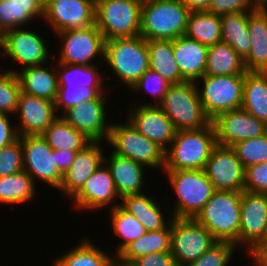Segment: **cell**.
<instances>
[{
	"mask_svg": "<svg viewBox=\"0 0 267 266\" xmlns=\"http://www.w3.org/2000/svg\"><path fill=\"white\" fill-rule=\"evenodd\" d=\"M216 144L213 123L201 129L176 131L165 152L164 171L204 169Z\"/></svg>",
	"mask_w": 267,
	"mask_h": 266,
	"instance_id": "6da1fadb",
	"label": "cell"
},
{
	"mask_svg": "<svg viewBox=\"0 0 267 266\" xmlns=\"http://www.w3.org/2000/svg\"><path fill=\"white\" fill-rule=\"evenodd\" d=\"M190 12L180 0L144 1L139 35L146 40H174L185 34Z\"/></svg>",
	"mask_w": 267,
	"mask_h": 266,
	"instance_id": "7a4b0ae2",
	"label": "cell"
},
{
	"mask_svg": "<svg viewBox=\"0 0 267 266\" xmlns=\"http://www.w3.org/2000/svg\"><path fill=\"white\" fill-rule=\"evenodd\" d=\"M242 192L216 190L195 218L217 241L239 247Z\"/></svg>",
	"mask_w": 267,
	"mask_h": 266,
	"instance_id": "3957f363",
	"label": "cell"
},
{
	"mask_svg": "<svg viewBox=\"0 0 267 266\" xmlns=\"http://www.w3.org/2000/svg\"><path fill=\"white\" fill-rule=\"evenodd\" d=\"M194 81L171 84L157 105L173 122L176 131L195 130L212 123L200 101Z\"/></svg>",
	"mask_w": 267,
	"mask_h": 266,
	"instance_id": "277c9868",
	"label": "cell"
},
{
	"mask_svg": "<svg viewBox=\"0 0 267 266\" xmlns=\"http://www.w3.org/2000/svg\"><path fill=\"white\" fill-rule=\"evenodd\" d=\"M103 60L131 88L149 69L147 40L140 35L105 40Z\"/></svg>",
	"mask_w": 267,
	"mask_h": 266,
	"instance_id": "5b68a950",
	"label": "cell"
},
{
	"mask_svg": "<svg viewBox=\"0 0 267 266\" xmlns=\"http://www.w3.org/2000/svg\"><path fill=\"white\" fill-rule=\"evenodd\" d=\"M165 172L177 195L171 216L195 219L216 191L212 182L203 169Z\"/></svg>",
	"mask_w": 267,
	"mask_h": 266,
	"instance_id": "8992f818",
	"label": "cell"
},
{
	"mask_svg": "<svg viewBox=\"0 0 267 266\" xmlns=\"http://www.w3.org/2000/svg\"><path fill=\"white\" fill-rule=\"evenodd\" d=\"M107 142L116 155L130 158L147 168L165 167L166 151L140 134L129 121L112 123Z\"/></svg>",
	"mask_w": 267,
	"mask_h": 266,
	"instance_id": "52a82bcc",
	"label": "cell"
},
{
	"mask_svg": "<svg viewBox=\"0 0 267 266\" xmlns=\"http://www.w3.org/2000/svg\"><path fill=\"white\" fill-rule=\"evenodd\" d=\"M140 0H96L95 24L105 40L140 33Z\"/></svg>",
	"mask_w": 267,
	"mask_h": 266,
	"instance_id": "ba28073f",
	"label": "cell"
},
{
	"mask_svg": "<svg viewBox=\"0 0 267 266\" xmlns=\"http://www.w3.org/2000/svg\"><path fill=\"white\" fill-rule=\"evenodd\" d=\"M244 78L245 75H204L199 79L203 89L197 87L198 95L211 121L221 113L242 107Z\"/></svg>",
	"mask_w": 267,
	"mask_h": 266,
	"instance_id": "9c48e42d",
	"label": "cell"
},
{
	"mask_svg": "<svg viewBox=\"0 0 267 266\" xmlns=\"http://www.w3.org/2000/svg\"><path fill=\"white\" fill-rule=\"evenodd\" d=\"M216 242L196 219L173 217L170 252L178 266L196 261Z\"/></svg>",
	"mask_w": 267,
	"mask_h": 266,
	"instance_id": "30bf717a",
	"label": "cell"
},
{
	"mask_svg": "<svg viewBox=\"0 0 267 266\" xmlns=\"http://www.w3.org/2000/svg\"><path fill=\"white\" fill-rule=\"evenodd\" d=\"M62 38V48L56 63L71 65H95L94 59L101 55L104 58L105 39L96 24L79 29H67L56 33Z\"/></svg>",
	"mask_w": 267,
	"mask_h": 266,
	"instance_id": "8fae6325",
	"label": "cell"
},
{
	"mask_svg": "<svg viewBox=\"0 0 267 266\" xmlns=\"http://www.w3.org/2000/svg\"><path fill=\"white\" fill-rule=\"evenodd\" d=\"M23 151L24 171L35 179L60 189L64 175L56 167L54 150L42 135L19 136Z\"/></svg>",
	"mask_w": 267,
	"mask_h": 266,
	"instance_id": "7c38bea8",
	"label": "cell"
},
{
	"mask_svg": "<svg viewBox=\"0 0 267 266\" xmlns=\"http://www.w3.org/2000/svg\"><path fill=\"white\" fill-rule=\"evenodd\" d=\"M44 39L23 26L9 29L0 35V48L3 49L0 50V57L1 52H4L5 57L9 56L14 62L21 64V68L45 64L50 54Z\"/></svg>",
	"mask_w": 267,
	"mask_h": 266,
	"instance_id": "4fadbf2b",
	"label": "cell"
},
{
	"mask_svg": "<svg viewBox=\"0 0 267 266\" xmlns=\"http://www.w3.org/2000/svg\"><path fill=\"white\" fill-rule=\"evenodd\" d=\"M203 170L215 190L244 191L245 167L231 146L216 144Z\"/></svg>",
	"mask_w": 267,
	"mask_h": 266,
	"instance_id": "5bb4252c",
	"label": "cell"
},
{
	"mask_svg": "<svg viewBox=\"0 0 267 266\" xmlns=\"http://www.w3.org/2000/svg\"><path fill=\"white\" fill-rule=\"evenodd\" d=\"M240 212L239 246L249 255L267 239V194L242 191Z\"/></svg>",
	"mask_w": 267,
	"mask_h": 266,
	"instance_id": "9a60e30c",
	"label": "cell"
},
{
	"mask_svg": "<svg viewBox=\"0 0 267 266\" xmlns=\"http://www.w3.org/2000/svg\"><path fill=\"white\" fill-rule=\"evenodd\" d=\"M96 0H45L43 19L55 33L95 24Z\"/></svg>",
	"mask_w": 267,
	"mask_h": 266,
	"instance_id": "2e32d148",
	"label": "cell"
},
{
	"mask_svg": "<svg viewBox=\"0 0 267 266\" xmlns=\"http://www.w3.org/2000/svg\"><path fill=\"white\" fill-rule=\"evenodd\" d=\"M212 123L216 131V143L233 146L241 141L267 133V124L243 108L219 114Z\"/></svg>",
	"mask_w": 267,
	"mask_h": 266,
	"instance_id": "e0dca14e",
	"label": "cell"
},
{
	"mask_svg": "<svg viewBox=\"0 0 267 266\" xmlns=\"http://www.w3.org/2000/svg\"><path fill=\"white\" fill-rule=\"evenodd\" d=\"M107 97L100 94L92 101L70 107L61 117L92 142L107 141L111 125L106 120Z\"/></svg>",
	"mask_w": 267,
	"mask_h": 266,
	"instance_id": "ac0fdd59",
	"label": "cell"
},
{
	"mask_svg": "<svg viewBox=\"0 0 267 266\" xmlns=\"http://www.w3.org/2000/svg\"><path fill=\"white\" fill-rule=\"evenodd\" d=\"M74 207L79 210H100L109 205L111 209L120 206L121 202H113L121 198L118 195L110 169L102 164L84 183L82 188L71 198ZM113 202V203H112Z\"/></svg>",
	"mask_w": 267,
	"mask_h": 266,
	"instance_id": "d6986e66",
	"label": "cell"
},
{
	"mask_svg": "<svg viewBox=\"0 0 267 266\" xmlns=\"http://www.w3.org/2000/svg\"><path fill=\"white\" fill-rule=\"evenodd\" d=\"M136 107L128 111L127 118H129L127 120L140 134L166 151L176 134L173 122L157 105H139Z\"/></svg>",
	"mask_w": 267,
	"mask_h": 266,
	"instance_id": "ffe728a7",
	"label": "cell"
},
{
	"mask_svg": "<svg viewBox=\"0 0 267 266\" xmlns=\"http://www.w3.org/2000/svg\"><path fill=\"white\" fill-rule=\"evenodd\" d=\"M55 102L21 92L16 111L19 136L41 135L58 117Z\"/></svg>",
	"mask_w": 267,
	"mask_h": 266,
	"instance_id": "44dd1931",
	"label": "cell"
},
{
	"mask_svg": "<svg viewBox=\"0 0 267 266\" xmlns=\"http://www.w3.org/2000/svg\"><path fill=\"white\" fill-rule=\"evenodd\" d=\"M101 142H91L83 150L78 151L70 169L64 175L59 191L71 198L82 188L86 180L104 164Z\"/></svg>",
	"mask_w": 267,
	"mask_h": 266,
	"instance_id": "7402d4cb",
	"label": "cell"
},
{
	"mask_svg": "<svg viewBox=\"0 0 267 266\" xmlns=\"http://www.w3.org/2000/svg\"><path fill=\"white\" fill-rule=\"evenodd\" d=\"M173 53L182 78L198 84L204 76L208 46L182 35L173 40Z\"/></svg>",
	"mask_w": 267,
	"mask_h": 266,
	"instance_id": "603a6c76",
	"label": "cell"
},
{
	"mask_svg": "<svg viewBox=\"0 0 267 266\" xmlns=\"http://www.w3.org/2000/svg\"><path fill=\"white\" fill-rule=\"evenodd\" d=\"M48 68V69H47ZM45 64L22 68V70H9L15 72L21 91L38 98L56 102L58 96V77L55 67Z\"/></svg>",
	"mask_w": 267,
	"mask_h": 266,
	"instance_id": "cb8c5ba5",
	"label": "cell"
},
{
	"mask_svg": "<svg viewBox=\"0 0 267 266\" xmlns=\"http://www.w3.org/2000/svg\"><path fill=\"white\" fill-rule=\"evenodd\" d=\"M250 52L243 59L246 72L267 73V12L257 9L248 15Z\"/></svg>",
	"mask_w": 267,
	"mask_h": 266,
	"instance_id": "d4e9b609",
	"label": "cell"
},
{
	"mask_svg": "<svg viewBox=\"0 0 267 266\" xmlns=\"http://www.w3.org/2000/svg\"><path fill=\"white\" fill-rule=\"evenodd\" d=\"M108 162V163H107ZM104 163L110 169L119 197L122 199L126 195L141 194L144 183L145 166L135 162L130 158H125L115 153L104 158Z\"/></svg>",
	"mask_w": 267,
	"mask_h": 266,
	"instance_id": "484cf974",
	"label": "cell"
},
{
	"mask_svg": "<svg viewBox=\"0 0 267 266\" xmlns=\"http://www.w3.org/2000/svg\"><path fill=\"white\" fill-rule=\"evenodd\" d=\"M120 202V206L142 223L148 232L165 229L173 220V216L165 220L161 206L146 193L126 195Z\"/></svg>",
	"mask_w": 267,
	"mask_h": 266,
	"instance_id": "4316f807",
	"label": "cell"
},
{
	"mask_svg": "<svg viewBox=\"0 0 267 266\" xmlns=\"http://www.w3.org/2000/svg\"><path fill=\"white\" fill-rule=\"evenodd\" d=\"M39 16L44 17L41 0H0V35L9 29L27 25Z\"/></svg>",
	"mask_w": 267,
	"mask_h": 266,
	"instance_id": "83f0119b",
	"label": "cell"
},
{
	"mask_svg": "<svg viewBox=\"0 0 267 266\" xmlns=\"http://www.w3.org/2000/svg\"><path fill=\"white\" fill-rule=\"evenodd\" d=\"M149 69L160 74L168 83L185 82L173 53V40H147Z\"/></svg>",
	"mask_w": 267,
	"mask_h": 266,
	"instance_id": "f1b7e54d",
	"label": "cell"
},
{
	"mask_svg": "<svg viewBox=\"0 0 267 266\" xmlns=\"http://www.w3.org/2000/svg\"><path fill=\"white\" fill-rule=\"evenodd\" d=\"M243 58L227 43L221 41L208 47L204 75H245Z\"/></svg>",
	"mask_w": 267,
	"mask_h": 266,
	"instance_id": "f546056e",
	"label": "cell"
},
{
	"mask_svg": "<svg viewBox=\"0 0 267 266\" xmlns=\"http://www.w3.org/2000/svg\"><path fill=\"white\" fill-rule=\"evenodd\" d=\"M171 223L157 231H146L139 239L128 244L116 257L133 263L136 259L156 252H170Z\"/></svg>",
	"mask_w": 267,
	"mask_h": 266,
	"instance_id": "4dcf8cb0",
	"label": "cell"
},
{
	"mask_svg": "<svg viewBox=\"0 0 267 266\" xmlns=\"http://www.w3.org/2000/svg\"><path fill=\"white\" fill-rule=\"evenodd\" d=\"M241 108L267 124V73H245Z\"/></svg>",
	"mask_w": 267,
	"mask_h": 266,
	"instance_id": "1f68e13d",
	"label": "cell"
},
{
	"mask_svg": "<svg viewBox=\"0 0 267 266\" xmlns=\"http://www.w3.org/2000/svg\"><path fill=\"white\" fill-rule=\"evenodd\" d=\"M186 37L211 46L222 41L220 15L208 11H192L188 15Z\"/></svg>",
	"mask_w": 267,
	"mask_h": 266,
	"instance_id": "d6a6232c",
	"label": "cell"
},
{
	"mask_svg": "<svg viewBox=\"0 0 267 266\" xmlns=\"http://www.w3.org/2000/svg\"><path fill=\"white\" fill-rule=\"evenodd\" d=\"M251 12H235L220 15L222 41L229 44L243 59L250 52L248 15Z\"/></svg>",
	"mask_w": 267,
	"mask_h": 266,
	"instance_id": "836d02e7",
	"label": "cell"
},
{
	"mask_svg": "<svg viewBox=\"0 0 267 266\" xmlns=\"http://www.w3.org/2000/svg\"><path fill=\"white\" fill-rule=\"evenodd\" d=\"M41 135L53 150L81 151L92 142L61 116Z\"/></svg>",
	"mask_w": 267,
	"mask_h": 266,
	"instance_id": "e575fe53",
	"label": "cell"
},
{
	"mask_svg": "<svg viewBox=\"0 0 267 266\" xmlns=\"http://www.w3.org/2000/svg\"><path fill=\"white\" fill-rule=\"evenodd\" d=\"M94 245L87 238L66 253L57 257L54 266H110L114 256ZM110 254V255H109Z\"/></svg>",
	"mask_w": 267,
	"mask_h": 266,
	"instance_id": "d590c367",
	"label": "cell"
},
{
	"mask_svg": "<svg viewBox=\"0 0 267 266\" xmlns=\"http://www.w3.org/2000/svg\"><path fill=\"white\" fill-rule=\"evenodd\" d=\"M36 183L22 170L19 173L0 177V204H24L35 198Z\"/></svg>",
	"mask_w": 267,
	"mask_h": 266,
	"instance_id": "8d00e7d4",
	"label": "cell"
},
{
	"mask_svg": "<svg viewBox=\"0 0 267 266\" xmlns=\"http://www.w3.org/2000/svg\"><path fill=\"white\" fill-rule=\"evenodd\" d=\"M57 68L59 86L103 88L104 75L98 71V66L71 65L59 63ZM60 72V73H59ZM101 75V76H100Z\"/></svg>",
	"mask_w": 267,
	"mask_h": 266,
	"instance_id": "74e56055",
	"label": "cell"
},
{
	"mask_svg": "<svg viewBox=\"0 0 267 266\" xmlns=\"http://www.w3.org/2000/svg\"><path fill=\"white\" fill-rule=\"evenodd\" d=\"M110 211L113 234L123 240L115 249L116 252H114V256H117L128 244L144 235L146 230L142 223L125 211L121 206H117Z\"/></svg>",
	"mask_w": 267,
	"mask_h": 266,
	"instance_id": "f35d334b",
	"label": "cell"
},
{
	"mask_svg": "<svg viewBox=\"0 0 267 266\" xmlns=\"http://www.w3.org/2000/svg\"><path fill=\"white\" fill-rule=\"evenodd\" d=\"M105 89V90H104ZM104 90V91H103ZM106 88L69 87L59 86L58 96L55 102L56 111L63 113L70 107L78 106L82 103L96 99L100 94H107ZM60 109V110H59Z\"/></svg>",
	"mask_w": 267,
	"mask_h": 266,
	"instance_id": "ab89813d",
	"label": "cell"
},
{
	"mask_svg": "<svg viewBox=\"0 0 267 266\" xmlns=\"http://www.w3.org/2000/svg\"><path fill=\"white\" fill-rule=\"evenodd\" d=\"M245 168L267 163V133L262 136L241 141L232 146Z\"/></svg>",
	"mask_w": 267,
	"mask_h": 266,
	"instance_id": "60d3db41",
	"label": "cell"
},
{
	"mask_svg": "<svg viewBox=\"0 0 267 266\" xmlns=\"http://www.w3.org/2000/svg\"><path fill=\"white\" fill-rule=\"evenodd\" d=\"M21 88L15 72H0V114L16 113Z\"/></svg>",
	"mask_w": 267,
	"mask_h": 266,
	"instance_id": "b9f144b4",
	"label": "cell"
},
{
	"mask_svg": "<svg viewBox=\"0 0 267 266\" xmlns=\"http://www.w3.org/2000/svg\"><path fill=\"white\" fill-rule=\"evenodd\" d=\"M237 246L228 241H217L200 258L184 266H227Z\"/></svg>",
	"mask_w": 267,
	"mask_h": 266,
	"instance_id": "7bdbcfd3",
	"label": "cell"
},
{
	"mask_svg": "<svg viewBox=\"0 0 267 266\" xmlns=\"http://www.w3.org/2000/svg\"><path fill=\"white\" fill-rule=\"evenodd\" d=\"M171 84L168 83L160 74L148 69L142 77L131 87V90H133L136 94V92L142 93L143 90L145 92H150L152 97L155 98L156 103L152 104H141L140 105H158L164 96L166 95V92L168 90V87ZM141 91V92H140Z\"/></svg>",
	"mask_w": 267,
	"mask_h": 266,
	"instance_id": "ee69618b",
	"label": "cell"
},
{
	"mask_svg": "<svg viewBox=\"0 0 267 266\" xmlns=\"http://www.w3.org/2000/svg\"><path fill=\"white\" fill-rule=\"evenodd\" d=\"M24 170L21 141L0 149V177L9 176Z\"/></svg>",
	"mask_w": 267,
	"mask_h": 266,
	"instance_id": "f6af8a7d",
	"label": "cell"
},
{
	"mask_svg": "<svg viewBox=\"0 0 267 266\" xmlns=\"http://www.w3.org/2000/svg\"><path fill=\"white\" fill-rule=\"evenodd\" d=\"M244 191L267 194V163L245 168Z\"/></svg>",
	"mask_w": 267,
	"mask_h": 266,
	"instance_id": "bcb514c9",
	"label": "cell"
},
{
	"mask_svg": "<svg viewBox=\"0 0 267 266\" xmlns=\"http://www.w3.org/2000/svg\"><path fill=\"white\" fill-rule=\"evenodd\" d=\"M256 10L253 0H211L208 12L223 15L240 11L253 12Z\"/></svg>",
	"mask_w": 267,
	"mask_h": 266,
	"instance_id": "7dc6e473",
	"label": "cell"
},
{
	"mask_svg": "<svg viewBox=\"0 0 267 266\" xmlns=\"http://www.w3.org/2000/svg\"><path fill=\"white\" fill-rule=\"evenodd\" d=\"M134 266H178L171 252H156L136 259Z\"/></svg>",
	"mask_w": 267,
	"mask_h": 266,
	"instance_id": "c3c4849f",
	"label": "cell"
},
{
	"mask_svg": "<svg viewBox=\"0 0 267 266\" xmlns=\"http://www.w3.org/2000/svg\"><path fill=\"white\" fill-rule=\"evenodd\" d=\"M11 123L13 121L11 122L9 114H0V149L19 139L17 128Z\"/></svg>",
	"mask_w": 267,
	"mask_h": 266,
	"instance_id": "681fc988",
	"label": "cell"
},
{
	"mask_svg": "<svg viewBox=\"0 0 267 266\" xmlns=\"http://www.w3.org/2000/svg\"><path fill=\"white\" fill-rule=\"evenodd\" d=\"M78 151L71 150H54V155L56 159V167L60 170V172L65 175L67 171L70 169L71 164L76 156Z\"/></svg>",
	"mask_w": 267,
	"mask_h": 266,
	"instance_id": "f907efd6",
	"label": "cell"
},
{
	"mask_svg": "<svg viewBox=\"0 0 267 266\" xmlns=\"http://www.w3.org/2000/svg\"><path fill=\"white\" fill-rule=\"evenodd\" d=\"M249 254L254 262L258 266H267V239L260 243L253 251Z\"/></svg>",
	"mask_w": 267,
	"mask_h": 266,
	"instance_id": "816d5d0a",
	"label": "cell"
},
{
	"mask_svg": "<svg viewBox=\"0 0 267 266\" xmlns=\"http://www.w3.org/2000/svg\"><path fill=\"white\" fill-rule=\"evenodd\" d=\"M180 2L192 11H208L211 0H180Z\"/></svg>",
	"mask_w": 267,
	"mask_h": 266,
	"instance_id": "f5cc1de1",
	"label": "cell"
},
{
	"mask_svg": "<svg viewBox=\"0 0 267 266\" xmlns=\"http://www.w3.org/2000/svg\"><path fill=\"white\" fill-rule=\"evenodd\" d=\"M110 266H134V265L132 263L124 262L115 256Z\"/></svg>",
	"mask_w": 267,
	"mask_h": 266,
	"instance_id": "db71d44e",
	"label": "cell"
},
{
	"mask_svg": "<svg viewBox=\"0 0 267 266\" xmlns=\"http://www.w3.org/2000/svg\"><path fill=\"white\" fill-rule=\"evenodd\" d=\"M256 9H265L267 7V0H253Z\"/></svg>",
	"mask_w": 267,
	"mask_h": 266,
	"instance_id": "11a10c76",
	"label": "cell"
}]
</instances>
